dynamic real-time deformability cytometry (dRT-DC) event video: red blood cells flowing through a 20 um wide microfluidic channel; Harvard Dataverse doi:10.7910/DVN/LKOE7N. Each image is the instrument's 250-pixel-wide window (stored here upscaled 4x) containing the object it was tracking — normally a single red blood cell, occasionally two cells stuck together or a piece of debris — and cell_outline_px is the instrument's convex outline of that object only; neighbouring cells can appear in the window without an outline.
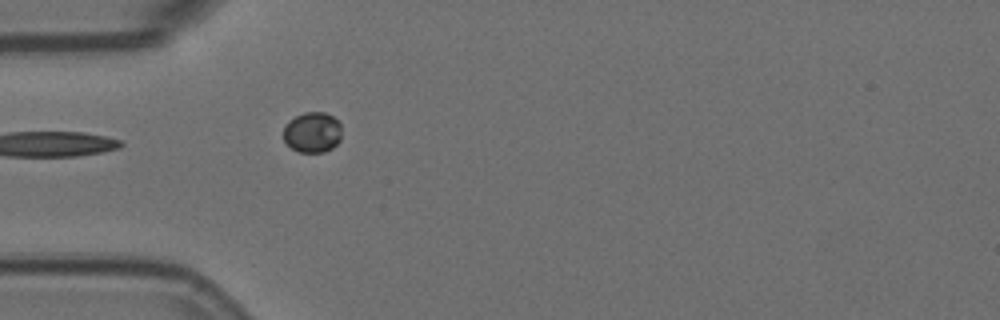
{"species": "Egyptian fruit bat (a non-hibernating species)", "species_latin": "Rousettus aegyptiacus", "temperature_condition": "room temperature", "stored_images_in_passage": 3, "camera_frame_rate_fps": 3000, "um_per_image_px": 0.085, "animal": {"sex": "female"}, "frame": {"image": 1, "passage_image": 3, "time_ms": 0.667, "image_size_px": [1000, 320], "cell_outline_px": [[340, 140], [332, 148], [324, 152], [300, 152], [292, 148], [284, 140], [284, 128], [296, 116], [304, 112], [324, 112], [332, 116], [340, 124]], "centroid_in_image_um": [26.57, 11.25], "position_along_channel_um": 58.4, "area_um2": 13.47}}